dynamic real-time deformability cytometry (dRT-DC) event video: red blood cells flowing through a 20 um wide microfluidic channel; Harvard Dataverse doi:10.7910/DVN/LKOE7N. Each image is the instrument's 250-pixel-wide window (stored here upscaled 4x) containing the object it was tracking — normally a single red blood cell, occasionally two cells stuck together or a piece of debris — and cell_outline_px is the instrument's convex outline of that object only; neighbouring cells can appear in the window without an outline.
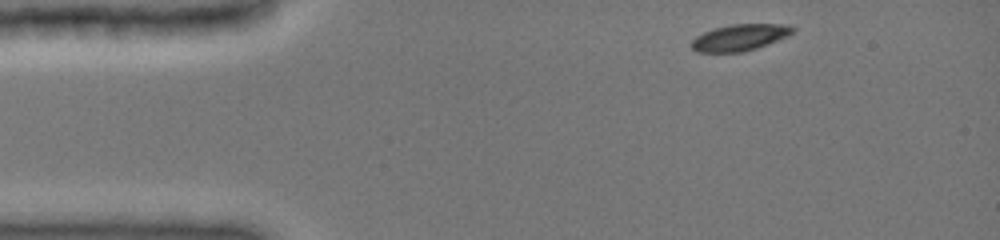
{"species": "common noctule bat (a hibernating species)", "species_latin": "Nyctalus noctula", "temperature_condition": "cold", "stored_images_in_passage": 39, "camera_frame_rate_fps": 3000, "um_per_image_px": 0.085, "animal": {"sex": "female", "body_mass_g": 19.0, "forearm_length_mm": 51.5}, "frame": {"image": 1, "passage_image": 1, "time_ms": 0.0, "image_size_px": [1000, 240], "cell_outline_px": [[796, 28], [788, 36], [756, 48], [744, 52], [696, 52], [692, 48], [692, 40], [696, 36], [712, 28], [732, 24], [788, 24]], "centroid_in_image_um": [62.88, 3.18], "position_along_channel_um": 22.1, "area_um2": 15.61}}
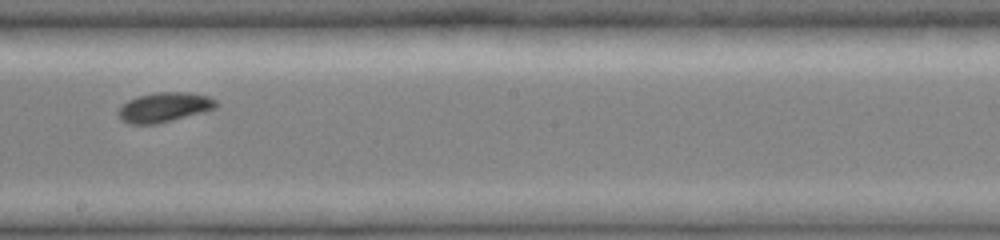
{"frame": {"image": 2, "passage_image": 22, "time_ms": 7.0, "image_size_px": [1000, 240], "cell_outline_px": [[216, 108], [204, 112], [156, 124], [132, 124], [120, 120], [116, 112], [128, 100], [136, 96], [156, 92], [188, 92], [208, 96], [216, 100]], "centroid_in_image_um": [13.94, 9.11], "position_along_channel_um": 234.3, "area_um2": 16.94}}
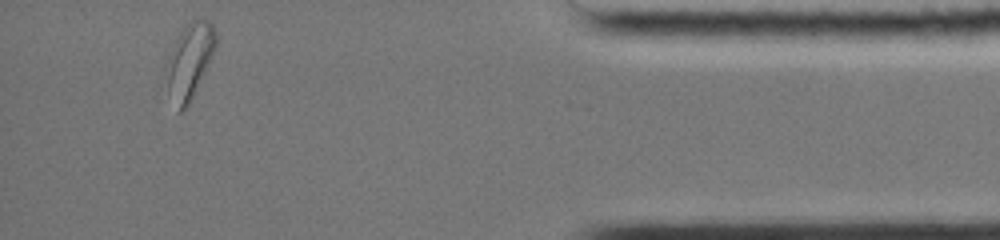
{"frame": {"image": 3, "passage_image": 39, "time_ms": 12.667, "image_size_px": [1000, 240], "cell_outline_px": [[216, 48], [188, 108], [180, 112], [176, 112], [168, 88], [164, 68], [168, 56], [184, 24], [188, 20], [212, 20], [216, 32]], "centroid_in_image_um": [16.11, 5.19], "position_along_channel_um": 419.1, "area_um2": 22.14}, "authors_computed_cell_mechanics": {"area_um2": 16.9354, "velocity_mm_per_s": 3.954, "shape_relaxation_time_tau1_ms": 2.1012, "shape_relaxation_time_tau2_ms": null, "deformation_change_tau1": 0.1008, "deformation_change_tau2": null}}